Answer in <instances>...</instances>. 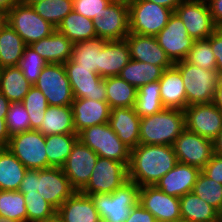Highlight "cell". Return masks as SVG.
Wrapping results in <instances>:
<instances>
[{"mask_svg":"<svg viewBox=\"0 0 222 222\" xmlns=\"http://www.w3.org/2000/svg\"><path fill=\"white\" fill-rule=\"evenodd\" d=\"M0 215L18 222H27L26 202L19 191L0 190Z\"/></svg>","mask_w":222,"mask_h":222,"instance_id":"ab89813d","label":"cell"},{"mask_svg":"<svg viewBox=\"0 0 222 222\" xmlns=\"http://www.w3.org/2000/svg\"><path fill=\"white\" fill-rule=\"evenodd\" d=\"M49 106H71L74 98L64 64L47 63L34 84Z\"/></svg>","mask_w":222,"mask_h":222,"instance_id":"30bf717a","label":"cell"},{"mask_svg":"<svg viewBox=\"0 0 222 222\" xmlns=\"http://www.w3.org/2000/svg\"><path fill=\"white\" fill-rule=\"evenodd\" d=\"M173 149L178 162L201 170L214 154V141L185 129L174 141Z\"/></svg>","mask_w":222,"mask_h":222,"instance_id":"4fadbf2b","label":"cell"},{"mask_svg":"<svg viewBox=\"0 0 222 222\" xmlns=\"http://www.w3.org/2000/svg\"><path fill=\"white\" fill-rule=\"evenodd\" d=\"M4 21H5V16L0 13V26L3 24Z\"/></svg>","mask_w":222,"mask_h":222,"instance_id":"be15d7a7","label":"cell"},{"mask_svg":"<svg viewBox=\"0 0 222 222\" xmlns=\"http://www.w3.org/2000/svg\"><path fill=\"white\" fill-rule=\"evenodd\" d=\"M135 111L140 117L151 116L164 109L160 97V83L154 81L137 89Z\"/></svg>","mask_w":222,"mask_h":222,"instance_id":"74e56055","label":"cell"},{"mask_svg":"<svg viewBox=\"0 0 222 222\" xmlns=\"http://www.w3.org/2000/svg\"><path fill=\"white\" fill-rule=\"evenodd\" d=\"M207 40L216 59V70L222 77V27H217Z\"/></svg>","mask_w":222,"mask_h":222,"instance_id":"c3c4849f","label":"cell"},{"mask_svg":"<svg viewBox=\"0 0 222 222\" xmlns=\"http://www.w3.org/2000/svg\"><path fill=\"white\" fill-rule=\"evenodd\" d=\"M36 13L55 28L73 11V0H42L31 5Z\"/></svg>","mask_w":222,"mask_h":222,"instance_id":"f35d334b","label":"cell"},{"mask_svg":"<svg viewBox=\"0 0 222 222\" xmlns=\"http://www.w3.org/2000/svg\"><path fill=\"white\" fill-rule=\"evenodd\" d=\"M10 141V134L7 130L5 118H0V147H7Z\"/></svg>","mask_w":222,"mask_h":222,"instance_id":"f5cc1de1","label":"cell"},{"mask_svg":"<svg viewBox=\"0 0 222 222\" xmlns=\"http://www.w3.org/2000/svg\"><path fill=\"white\" fill-rule=\"evenodd\" d=\"M61 222H97L100 217L90 196L76 191L58 209Z\"/></svg>","mask_w":222,"mask_h":222,"instance_id":"484cf974","label":"cell"},{"mask_svg":"<svg viewBox=\"0 0 222 222\" xmlns=\"http://www.w3.org/2000/svg\"><path fill=\"white\" fill-rule=\"evenodd\" d=\"M113 1H124V2H131L132 0H113Z\"/></svg>","mask_w":222,"mask_h":222,"instance_id":"e7e4bbea","label":"cell"},{"mask_svg":"<svg viewBox=\"0 0 222 222\" xmlns=\"http://www.w3.org/2000/svg\"><path fill=\"white\" fill-rule=\"evenodd\" d=\"M5 21L22 37L26 45L50 36L56 29L39 16L31 5L16 2Z\"/></svg>","mask_w":222,"mask_h":222,"instance_id":"ba28073f","label":"cell"},{"mask_svg":"<svg viewBox=\"0 0 222 222\" xmlns=\"http://www.w3.org/2000/svg\"><path fill=\"white\" fill-rule=\"evenodd\" d=\"M160 97L164 108L184 110L187 96L180 71L173 65L159 79Z\"/></svg>","mask_w":222,"mask_h":222,"instance_id":"4316f807","label":"cell"},{"mask_svg":"<svg viewBox=\"0 0 222 222\" xmlns=\"http://www.w3.org/2000/svg\"><path fill=\"white\" fill-rule=\"evenodd\" d=\"M98 157L79 139L73 145L62 169L76 191H81L89 182Z\"/></svg>","mask_w":222,"mask_h":222,"instance_id":"ac0fdd59","label":"cell"},{"mask_svg":"<svg viewBox=\"0 0 222 222\" xmlns=\"http://www.w3.org/2000/svg\"><path fill=\"white\" fill-rule=\"evenodd\" d=\"M200 172L201 169L196 166L178 162L155 186L168 195L180 198L192 192Z\"/></svg>","mask_w":222,"mask_h":222,"instance_id":"7402d4cb","label":"cell"},{"mask_svg":"<svg viewBox=\"0 0 222 222\" xmlns=\"http://www.w3.org/2000/svg\"><path fill=\"white\" fill-rule=\"evenodd\" d=\"M129 33L156 36L168 23L173 10L147 0L128 2Z\"/></svg>","mask_w":222,"mask_h":222,"instance_id":"52a82bcc","label":"cell"},{"mask_svg":"<svg viewBox=\"0 0 222 222\" xmlns=\"http://www.w3.org/2000/svg\"><path fill=\"white\" fill-rule=\"evenodd\" d=\"M47 65V62L29 45L24 49L22 58L19 61L18 67L23 72L25 78L34 85L42 72V69Z\"/></svg>","mask_w":222,"mask_h":222,"instance_id":"ee69618b","label":"cell"},{"mask_svg":"<svg viewBox=\"0 0 222 222\" xmlns=\"http://www.w3.org/2000/svg\"><path fill=\"white\" fill-rule=\"evenodd\" d=\"M27 170L8 147H0V190L18 191Z\"/></svg>","mask_w":222,"mask_h":222,"instance_id":"4dcf8cb0","label":"cell"},{"mask_svg":"<svg viewBox=\"0 0 222 222\" xmlns=\"http://www.w3.org/2000/svg\"><path fill=\"white\" fill-rule=\"evenodd\" d=\"M7 147L27 169H48L45 136L38 130L11 135Z\"/></svg>","mask_w":222,"mask_h":222,"instance_id":"9c48e42d","label":"cell"},{"mask_svg":"<svg viewBox=\"0 0 222 222\" xmlns=\"http://www.w3.org/2000/svg\"><path fill=\"white\" fill-rule=\"evenodd\" d=\"M112 0H73V10L87 18H101L104 8Z\"/></svg>","mask_w":222,"mask_h":222,"instance_id":"7dc6e473","label":"cell"},{"mask_svg":"<svg viewBox=\"0 0 222 222\" xmlns=\"http://www.w3.org/2000/svg\"><path fill=\"white\" fill-rule=\"evenodd\" d=\"M18 191L25 200L45 199L56 210L76 192L62 167L28 169Z\"/></svg>","mask_w":222,"mask_h":222,"instance_id":"7a4b0ae2","label":"cell"},{"mask_svg":"<svg viewBox=\"0 0 222 222\" xmlns=\"http://www.w3.org/2000/svg\"><path fill=\"white\" fill-rule=\"evenodd\" d=\"M5 120L10 136L31 130L28 112L21 102L10 103Z\"/></svg>","mask_w":222,"mask_h":222,"instance_id":"f6af8a7d","label":"cell"},{"mask_svg":"<svg viewBox=\"0 0 222 222\" xmlns=\"http://www.w3.org/2000/svg\"><path fill=\"white\" fill-rule=\"evenodd\" d=\"M27 210V222H39L48 220L56 215L57 210L45 199L25 200Z\"/></svg>","mask_w":222,"mask_h":222,"instance_id":"bcb514c9","label":"cell"},{"mask_svg":"<svg viewBox=\"0 0 222 222\" xmlns=\"http://www.w3.org/2000/svg\"><path fill=\"white\" fill-rule=\"evenodd\" d=\"M78 139L99 157L129 166L131 149L119 139L108 123L83 129L78 133Z\"/></svg>","mask_w":222,"mask_h":222,"instance_id":"8992f818","label":"cell"},{"mask_svg":"<svg viewBox=\"0 0 222 222\" xmlns=\"http://www.w3.org/2000/svg\"><path fill=\"white\" fill-rule=\"evenodd\" d=\"M155 37L173 64L186 59L195 41L189 37L184 23L174 12Z\"/></svg>","mask_w":222,"mask_h":222,"instance_id":"2e32d148","label":"cell"},{"mask_svg":"<svg viewBox=\"0 0 222 222\" xmlns=\"http://www.w3.org/2000/svg\"><path fill=\"white\" fill-rule=\"evenodd\" d=\"M182 222H222L221 214L193 192L179 198Z\"/></svg>","mask_w":222,"mask_h":222,"instance_id":"83f0119b","label":"cell"},{"mask_svg":"<svg viewBox=\"0 0 222 222\" xmlns=\"http://www.w3.org/2000/svg\"><path fill=\"white\" fill-rule=\"evenodd\" d=\"M130 60L131 55L125 39L106 41L99 52V75L103 79L118 76Z\"/></svg>","mask_w":222,"mask_h":222,"instance_id":"cb8c5ba5","label":"cell"},{"mask_svg":"<svg viewBox=\"0 0 222 222\" xmlns=\"http://www.w3.org/2000/svg\"><path fill=\"white\" fill-rule=\"evenodd\" d=\"M178 163L173 146L138 144L131 149L128 180L154 186Z\"/></svg>","mask_w":222,"mask_h":222,"instance_id":"6da1fadb","label":"cell"},{"mask_svg":"<svg viewBox=\"0 0 222 222\" xmlns=\"http://www.w3.org/2000/svg\"><path fill=\"white\" fill-rule=\"evenodd\" d=\"M157 222H181L180 201L154 186L140 187L139 202Z\"/></svg>","mask_w":222,"mask_h":222,"instance_id":"d6986e66","label":"cell"},{"mask_svg":"<svg viewBox=\"0 0 222 222\" xmlns=\"http://www.w3.org/2000/svg\"><path fill=\"white\" fill-rule=\"evenodd\" d=\"M192 192L222 214V184L201 171Z\"/></svg>","mask_w":222,"mask_h":222,"instance_id":"b9f144b4","label":"cell"},{"mask_svg":"<svg viewBox=\"0 0 222 222\" xmlns=\"http://www.w3.org/2000/svg\"><path fill=\"white\" fill-rule=\"evenodd\" d=\"M216 27H222V0H206Z\"/></svg>","mask_w":222,"mask_h":222,"instance_id":"816d5d0a","label":"cell"},{"mask_svg":"<svg viewBox=\"0 0 222 222\" xmlns=\"http://www.w3.org/2000/svg\"><path fill=\"white\" fill-rule=\"evenodd\" d=\"M33 85L18 66L0 69V92L11 102H22Z\"/></svg>","mask_w":222,"mask_h":222,"instance_id":"1f68e13d","label":"cell"},{"mask_svg":"<svg viewBox=\"0 0 222 222\" xmlns=\"http://www.w3.org/2000/svg\"><path fill=\"white\" fill-rule=\"evenodd\" d=\"M201 171L209 178L222 184V156L214 153Z\"/></svg>","mask_w":222,"mask_h":222,"instance_id":"681fc988","label":"cell"},{"mask_svg":"<svg viewBox=\"0 0 222 222\" xmlns=\"http://www.w3.org/2000/svg\"><path fill=\"white\" fill-rule=\"evenodd\" d=\"M214 153L222 156V130L214 140Z\"/></svg>","mask_w":222,"mask_h":222,"instance_id":"680465c9","label":"cell"},{"mask_svg":"<svg viewBox=\"0 0 222 222\" xmlns=\"http://www.w3.org/2000/svg\"><path fill=\"white\" fill-rule=\"evenodd\" d=\"M27 45L6 22L0 26V69L18 66Z\"/></svg>","mask_w":222,"mask_h":222,"instance_id":"f1b7e54d","label":"cell"},{"mask_svg":"<svg viewBox=\"0 0 222 222\" xmlns=\"http://www.w3.org/2000/svg\"><path fill=\"white\" fill-rule=\"evenodd\" d=\"M39 222H61L60 218L55 215L53 218L48 219V220H43V221H39Z\"/></svg>","mask_w":222,"mask_h":222,"instance_id":"94428289","label":"cell"},{"mask_svg":"<svg viewBox=\"0 0 222 222\" xmlns=\"http://www.w3.org/2000/svg\"><path fill=\"white\" fill-rule=\"evenodd\" d=\"M174 13L184 23L189 37L195 41L207 39L217 28L206 0H184Z\"/></svg>","mask_w":222,"mask_h":222,"instance_id":"7c38bea8","label":"cell"},{"mask_svg":"<svg viewBox=\"0 0 222 222\" xmlns=\"http://www.w3.org/2000/svg\"><path fill=\"white\" fill-rule=\"evenodd\" d=\"M42 0H17V2L25 4V5H32L34 3L40 2Z\"/></svg>","mask_w":222,"mask_h":222,"instance_id":"91938a15","label":"cell"},{"mask_svg":"<svg viewBox=\"0 0 222 222\" xmlns=\"http://www.w3.org/2000/svg\"><path fill=\"white\" fill-rule=\"evenodd\" d=\"M71 107L77 134L87 127L108 123L110 118L111 108L107 101L75 98Z\"/></svg>","mask_w":222,"mask_h":222,"instance_id":"44dd1931","label":"cell"},{"mask_svg":"<svg viewBox=\"0 0 222 222\" xmlns=\"http://www.w3.org/2000/svg\"><path fill=\"white\" fill-rule=\"evenodd\" d=\"M74 98H87L106 101L104 79L89 68L78 67L72 58L64 63Z\"/></svg>","mask_w":222,"mask_h":222,"instance_id":"9a60e30c","label":"cell"},{"mask_svg":"<svg viewBox=\"0 0 222 222\" xmlns=\"http://www.w3.org/2000/svg\"><path fill=\"white\" fill-rule=\"evenodd\" d=\"M56 30L64 34L74 44L97 38L93 20L74 10L60 22Z\"/></svg>","mask_w":222,"mask_h":222,"instance_id":"836d02e7","label":"cell"},{"mask_svg":"<svg viewBox=\"0 0 222 222\" xmlns=\"http://www.w3.org/2000/svg\"><path fill=\"white\" fill-rule=\"evenodd\" d=\"M101 18L93 20L96 37L107 41L123 40L129 34V8L124 1H111Z\"/></svg>","mask_w":222,"mask_h":222,"instance_id":"5bb4252c","label":"cell"},{"mask_svg":"<svg viewBox=\"0 0 222 222\" xmlns=\"http://www.w3.org/2000/svg\"><path fill=\"white\" fill-rule=\"evenodd\" d=\"M186 129L214 141L222 130V111L213 103L188 105L184 109Z\"/></svg>","mask_w":222,"mask_h":222,"instance_id":"e0dca14e","label":"cell"},{"mask_svg":"<svg viewBox=\"0 0 222 222\" xmlns=\"http://www.w3.org/2000/svg\"><path fill=\"white\" fill-rule=\"evenodd\" d=\"M124 39L128 44L132 60L160 67H172L174 65L164 49L159 45L155 36L129 33Z\"/></svg>","mask_w":222,"mask_h":222,"instance_id":"ffe728a7","label":"cell"},{"mask_svg":"<svg viewBox=\"0 0 222 222\" xmlns=\"http://www.w3.org/2000/svg\"><path fill=\"white\" fill-rule=\"evenodd\" d=\"M44 136L53 134H77L73 124L71 106H48L38 130Z\"/></svg>","mask_w":222,"mask_h":222,"instance_id":"f546056e","label":"cell"},{"mask_svg":"<svg viewBox=\"0 0 222 222\" xmlns=\"http://www.w3.org/2000/svg\"><path fill=\"white\" fill-rule=\"evenodd\" d=\"M139 191L140 186L128 180L113 193L89 196L100 219L106 222H125L132 208L139 202Z\"/></svg>","mask_w":222,"mask_h":222,"instance_id":"277c9868","label":"cell"},{"mask_svg":"<svg viewBox=\"0 0 222 222\" xmlns=\"http://www.w3.org/2000/svg\"><path fill=\"white\" fill-rule=\"evenodd\" d=\"M97 222H106V221L103 219H99Z\"/></svg>","mask_w":222,"mask_h":222,"instance_id":"03108f58","label":"cell"},{"mask_svg":"<svg viewBox=\"0 0 222 222\" xmlns=\"http://www.w3.org/2000/svg\"><path fill=\"white\" fill-rule=\"evenodd\" d=\"M29 46L47 63L64 64L72 58L74 43L55 29L50 36Z\"/></svg>","mask_w":222,"mask_h":222,"instance_id":"d4e9b609","label":"cell"},{"mask_svg":"<svg viewBox=\"0 0 222 222\" xmlns=\"http://www.w3.org/2000/svg\"><path fill=\"white\" fill-rule=\"evenodd\" d=\"M10 101L0 92V118H5L8 113Z\"/></svg>","mask_w":222,"mask_h":222,"instance_id":"9f6ffc18","label":"cell"},{"mask_svg":"<svg viewBox=\"0 0 222 222\" xmlns=\"http://www.w3.org/2000/svg\"><path fill=\"white\" fill-rule=\"evenodd\" d=\"M180 71L187 96V106L212 103L222 78L217 70H207L182 60L174 64Z\"/></svg>","mask_w":222,"mask_h":222,"instance_id":"5b68a950","label":"cell"},{"mask_svg":"<svg viewBox=\"0 0 222 222\" xmlns=\"http://www.w3.org/2000/svg\"><path fill=\"white\" fill-rule=\"evenodd\" d=\"M105 39L94 38L75 43L72 51V59L78 63V67L89 68L90 71L99 74V52L106 44Z\"/></svg>","mask_w":222,"mask_h":222,"instance_id":"8d00e7d4","label":"cell"},{"mask_svg":"<svg viewBox=\"0 0 222 222\" xmlns=\"http://www.w3.org/2000/svg\"><path fill=\"white\" fill-rule=\"evenodd\" d=\"M106 86V101L111 109L134 107L137 89L119 76L104 78Z\"/></svg>","mask_w":222,"mask_h":222,"instance_id":"e575fe53","label":"cell"},{"mask_svg":"<svg viewBox=\"0 0 222 222\" xmlns=\"http://www.w3.org/2000/svg\"><path fill=\"white\" fill-rule=\"evenodd\" d=\"M185 60L203 69L216 70V59L207 39L194 41Z\"/></svg>","mask_w":222,"mask_h":222,"instance_id":"7bdbcfd3","label":"cell"},{"mask_svg":"<svg viewBox=\"0 0 222 222\" xmlns=\"http://www.w3.org/2000/svg\"><path fill=\"white\" fill-rule=\"evenodd\" d=\"M185 129L184 110L164 108L151 116L141 117L140 144L172 146Z\"/></svg>","mask_w":222,"mask_h":222,"instance_id":"3957f363","label":"cell"},{"mask_svg":"<svg viewBox=\"0 0 222 222\" xmlns=\"http://www.w3.org/2000/svg\"><path fill=\"white\" fill-rule=\"evenodd\" d=\"M212 103L222 111V78L217 85Z\"/></svg>","mask_w":222,"mask_h":222,"instance_id":"11a10c76","label":"cell"},{"mask_svg":"<svg viewBox=\"0 0 222 222\" xmlns=\"http://www.w3.org/2000/svg\"><path fill=\"white\" fill-rule=\"evenodd\" d=\"M125 222H157L155 217L139 203L132 208Z\"/></svg>","mask_w":222,"mask_h":222,"instance_id":"f907efd6","label":"cell"},{"mask_svg":"<svg viewBox=\"0 0 222 222\" xmlns=\"http://www.w3.org/2000/svg\"><path fill=\"white\" fill-rule=\"evenodd\" d=\"M0 222H18V221L10 220L0 215Z\"/></svg>","mask_w":222,"mask_h":222,"instance_id":"6125c7cd","label":"cell"},{"mask_svg":"<svg viewBox=\"0 0 222 222\" xmlns=\"http://www.w3.org/2000/svg\"><path fill=\"white\" fill-rule=\"evenodd\" d=\"M154 2L158 5L172 9L173 11L184 1V0H147Z\"/></svg>","mask_w":222,"mask_h":222,"instance_id":"db71d44e","label":"cell"},{"mask_svg":"<svg viewBox=\"0 0 222 222\" xmlns=\"http://www.w3.org/2000/svg\"><path fill=\"white\" fill-rule=\"evenodd\" d=\"M140 121L134 107H121L111 109L108 124L119 139L133 149L140 144Z\"/></svg>","mask_w":222,"mask_h":222,"instance_id":"603a6c76","label":"cell"},{"mask_svg":"<svg viewBox=\"0 0 222 222\" xmlns=\"http://www.w3.org/2000/svg\"><path fill=\"white\" fill-rule=\"evenodd\" d=\"M167 68L170 67H160L131 59L118 76L139 89L147 83L159 81Z\"/></svg>","mask_w":222,"mask_h":222,"instance_id":"d6a6232c","label":"cell"},{"mask_svg":"<svg viewBox=\"0 0 222 222\" xmlns=\"http://www.w3.org/2000/svg\"><path fill=\"white\" fill-rule=\"evenodd\" d=\"M16 2L17 0H0V13L5 16Z\"/></svg>","mask_w":222,"mask_h":222,"instance_id":"6f0895ef","label":"cell"},{"mask_svg":"<svg viewBox=\"0 0 222 222\" xmlns=\"http://www.w3.org/2000/svg\"><path fill=\"white\" fill-rule=\"evenodd\" d=\"M77 140L78 134H53L45 136L48 168L62 167Z\"/></svg>","mask_w":222,"mask_h":222,"instance_id":"d590c367","label":"cell"},{"mask_svg":"<svg viewBox=\"0 0 222 222\" xmlns=\"http://www.w3.org/2000/svg\"><path fill=\"white\" fill-rule=\"evenodd\" d=\"M128 181V166L122 162L98 157L87 185L80 191L85 195L110 194Z\"/></svg>","mask_w":222,"mask_h":222,"instance_id":"8fae6325","label":"cell"},{"mask_svg":"<svg viewBox=\"0 0 222 222\" xmlns=\"http://www.w3.org/2000/svg\"><path fill=\"white\" fill-rule=\"evenodd\" d=\"M21 103L28 112L31 130H39L49 106L46 96L33 85Z\"/></svg>","mask_w":222,"mask_h":222,"instance_id":"60d3db41","label":"cell"}]
</instances>
